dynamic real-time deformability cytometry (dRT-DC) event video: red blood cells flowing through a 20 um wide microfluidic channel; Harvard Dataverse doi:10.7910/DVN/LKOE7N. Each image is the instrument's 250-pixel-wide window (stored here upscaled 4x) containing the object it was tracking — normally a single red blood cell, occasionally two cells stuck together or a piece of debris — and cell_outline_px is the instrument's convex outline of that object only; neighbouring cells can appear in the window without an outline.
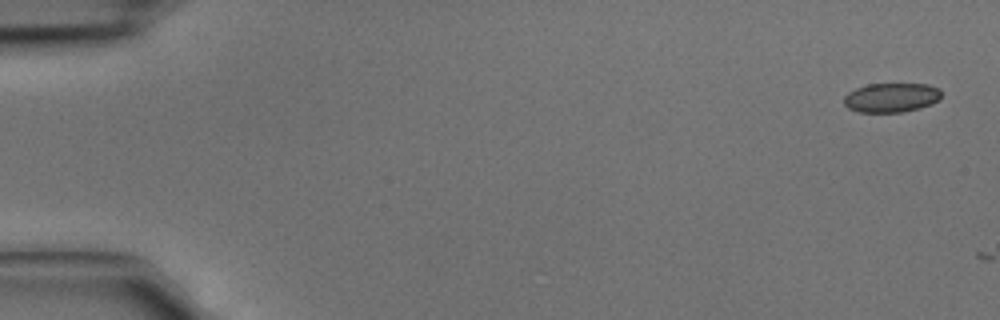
{"species": "common noctule bat (a hibernating species)", "species_latin": "Nyctalus noctula", "temperature_condition": "cold", "stored_images_in_passage": 2, "camera_frame_rate_fps": 3000, "um_per_image_px": 0.085, "animal": {"sex": "male", "body_mass_g": 15.6}, "frame": {"image": 1, "passage_image": 1, "time_ms": 0.0, "image_size_px": [1000, 320], "cell_outline_px": [[940, 100], [932, 104], [920, 108], [904, 112], [860, 112], [848, 108], [844, 104], [844, 96], [848, 92], [856, 88], [868, 84], [928, 84], [940, 88]], "centroid_in_image_um": [75.78, 8.29], "position_along_channel_um": 9.2, "area_um2": 16.76}}